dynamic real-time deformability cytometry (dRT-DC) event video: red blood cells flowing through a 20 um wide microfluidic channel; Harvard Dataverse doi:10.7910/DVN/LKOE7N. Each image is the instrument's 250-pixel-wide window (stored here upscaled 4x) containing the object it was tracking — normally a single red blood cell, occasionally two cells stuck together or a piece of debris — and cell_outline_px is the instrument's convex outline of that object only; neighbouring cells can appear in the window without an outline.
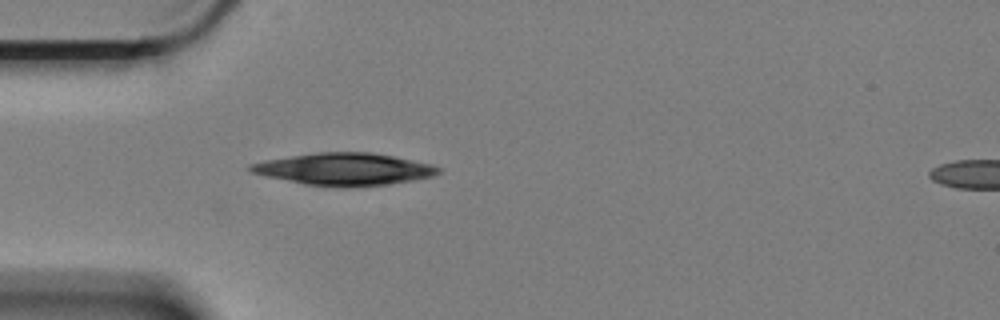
{"species": "Egyptian fruit bat (a non-hibernating species)", "species_latin": "Rousettus aegyptiacus", "temperature_condition": "cold", "stored_images_in_passage": 36, "camera_frame_rate_fps": 3000, "um_per_image_px": 0.085, "animal": {"sex": "female"}, "frame": {"image": 1, "passage_image": 1, "time_ms": 0.0, "image_size_px": [1000, 320], "cell_outline_px": [[440, 172], [432, 176], [412, 180], [388, 184], [348, 188], [344, 188], [304, 184], [268, 176], [252, 172], [248, 168], [248, 164], [268, 160], [292, 156], [320, 152], [368, 152], [392, 156], [432, 164], [440, 168]], "centroid_in_image_um": [29.29, 14.39], "position_along_channel_um": 55.7, "area_um2": 34.91}}
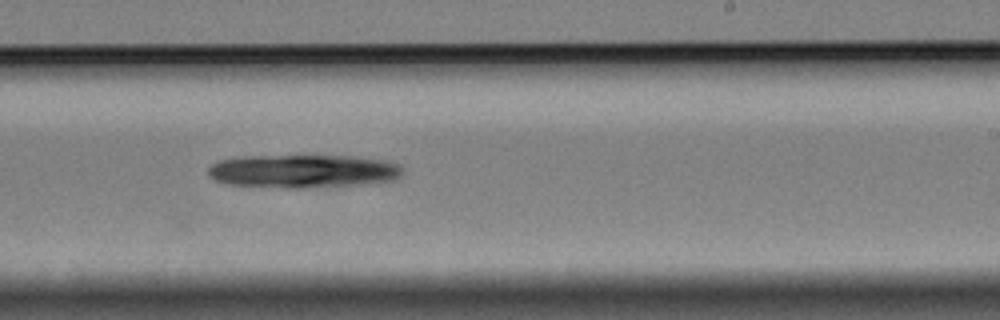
{"frame": {"image": 2, "passage_image": 20, "time_ms": 6.333, "image_size_px": [1000, 320], "cell_outline_px": [[404, 172], [396, 180], [352, 184], [300, 188], [288, 188], [228, 184], [216, 180], [208, 176], [208, 168], [212, 164], [220, 160], [244, 156], [348, 156], [384, 160], [400, 164], [404, 168]], "centroid_in_image_um": [25.76, 14.54], "position_along_channel_um": 263.2, "area_um2": 37.51}}
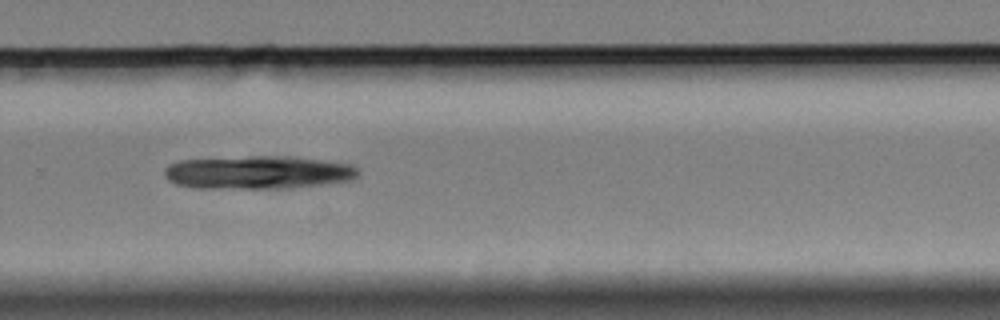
{"frame": {"image": 3, "passage_image": 24, "time_ms": 7.667, "image_size_px": [1000, 320], "cell_outline_px": [[360, 172], [356, 176], [348, 180], [320, 184], [288, 188], [192, 188], [176, 184], [168, 180], [164, 176], [164, 168], [168, 164], [180, 160], [248, 156], [292, 156], [352, 164], [360, 168]], "centroid_in_image_um": [21.89, 14.64], "position_along_channel_um": 307.9, "area_um2": 37.69}}